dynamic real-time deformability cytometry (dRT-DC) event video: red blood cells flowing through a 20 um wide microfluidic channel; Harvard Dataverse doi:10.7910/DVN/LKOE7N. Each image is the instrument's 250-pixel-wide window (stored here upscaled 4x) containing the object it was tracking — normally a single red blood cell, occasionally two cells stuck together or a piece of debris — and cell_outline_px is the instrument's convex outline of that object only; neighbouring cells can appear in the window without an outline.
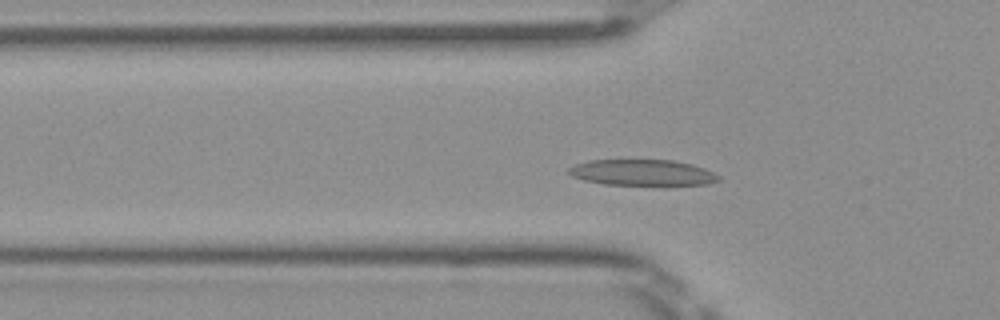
{"species": "Egyptian fruit bat (a non-hibernating species)", "species_latin": "Rousettus aegyptiacus", "temperature_condition": "room temperature", "stored_images_in_passage": 49, "camera_frame_rate_fps": 3000, "um_per_image_px": 0.085, "frame": {"image": 1, "passage_image": 14, "time_ms": 4.333, "image_size_px": [1000, 320], "cell_outline_px": [[720, 180], [708, 184], [604, 184], [584, 180], [572, 176], [568, 172], [568, 168], [576, 164], [588, 160], [672, 160], [692, 164], [704, 168], [720, 176]], "centroid_in_image_um": [54.59, 14.65], "position_along_channel_um": 71.2, "area_um2": 22.37}}
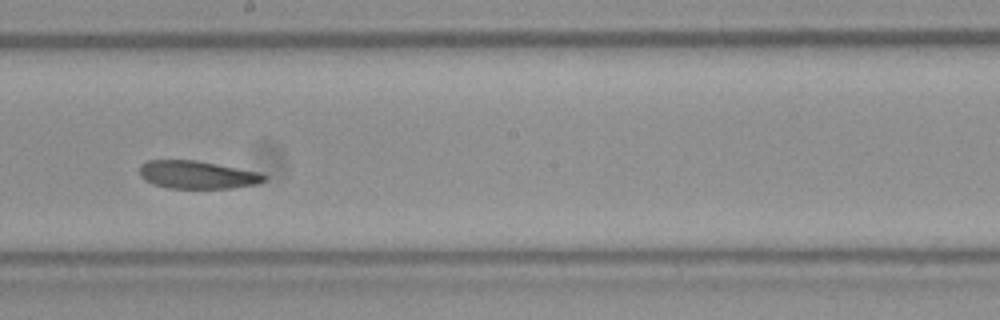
{"frame": {"image": 2, "passage_image": 26, "time_ms": 8.333, "image_size_px": [1000, 320], "cell_outline_px": [[268, 176], [264, 180], [256, 184], [232, 188], [168, 188], [152, 184], [144, 180], [140, 176], [140, 164], [148, 160], [196, 160], [260, 172]], "centroid_in_image_um": [16.75, 14.85], "position_along_channel_um": 231.5, "area_um2": 20.35}}
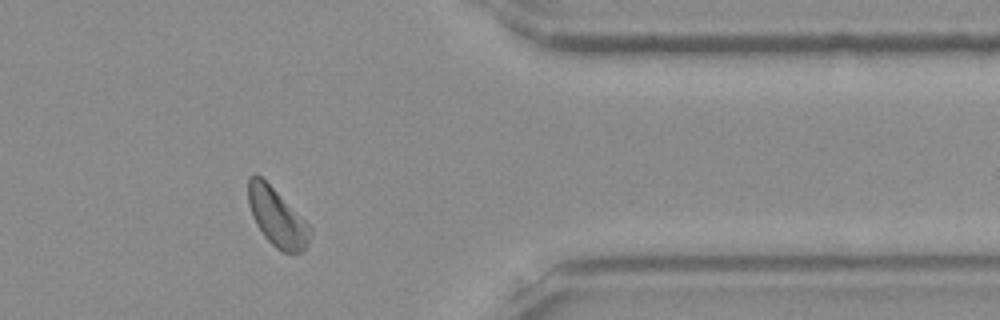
{"frame": {"image": 3, "passage_image": 39, "time_ms": 12.667, "image_size_px": [1000, 320], "cell_outline_px": [[312, 232], [308, 244], [304, 252], [284, 252], [276, 248], [264, 236], [256, 224], [252, 216], [248, 204], [248, 176], [256, 172], [312, 228]], "centroid_in_image_um": [23.53, 18.48], "position_along_channel_um": 387.9, "area_um2": 20.63}}